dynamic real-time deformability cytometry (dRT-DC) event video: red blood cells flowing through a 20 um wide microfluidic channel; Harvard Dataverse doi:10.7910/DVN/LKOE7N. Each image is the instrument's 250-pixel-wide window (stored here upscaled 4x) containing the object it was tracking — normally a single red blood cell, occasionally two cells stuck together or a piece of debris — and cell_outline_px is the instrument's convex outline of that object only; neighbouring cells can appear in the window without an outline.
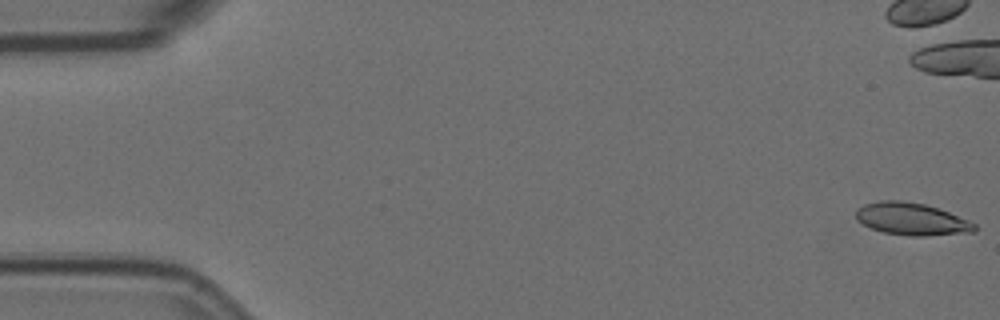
{"species": "Egyptian fruit bat (a non-hibernating species)", "species_latin": "Rousettus aegyptiacus", "temperature_condition": "room temperature", "stored_images_in_passage": 58, "camera_frame_rate_fps": 3000, "um_per_image_px": 0.085, "animal": {"sex": "female"}, "frame": {"image": 1, "passage_image": 1, "time_ms": 0.0, "image_size_px": [1000, 320], "cell_outline_px": [[976, 232], [928, 236], [908, 236], [884, 232], [872, 228], [856, 220], [856, 208], [864, 204], [880, 200], [900, 200], [924, 204], [948, 212], [968, 220], [976, 224]], "centroid_in_image_um": [77.48, 18.62], "position_along_channel_um": 7.5, "area_um2": 22.37}, "authors_computed_cell_mechanics": {"area_um2": 22.6865, "velocity_mm_per_s": 3.5587, "shape_relaxation_time_tau1_ms": 5.98, "shape_relaxation_time_tau2_ms": 1.3363, "deformation_change_tau1": 0.1946, "deformation_change_tau2": 0.0821}}